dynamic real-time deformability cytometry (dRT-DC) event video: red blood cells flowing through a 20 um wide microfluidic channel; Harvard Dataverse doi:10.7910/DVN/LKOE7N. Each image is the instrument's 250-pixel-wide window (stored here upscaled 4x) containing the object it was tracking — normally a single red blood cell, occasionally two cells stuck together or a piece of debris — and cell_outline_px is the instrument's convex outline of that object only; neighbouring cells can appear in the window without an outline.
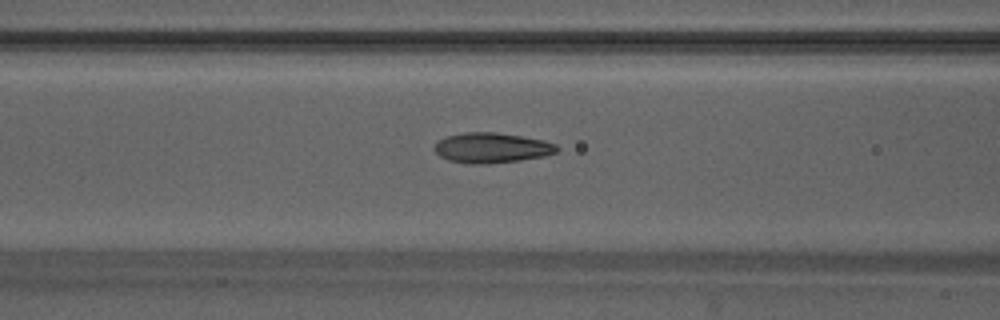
{"species": "Egyptian fruit bat (a non-hibernating species)", "species_latin": "Rousettus aegyptiacus", "temperature_condition": "warm", "stored_images_in_passage": 50, "camera_frame_rate_fps": 3000, "um_per_image_px": 0.085, "animal": {"sex": "male"}, "frame": {"image": 1, "passage_image": 21, "time_ms": 6.667, "image_size_px": [1000, 320], "cell_outline_px": [[560, 148], [556, 152], [544, 156], [520, 160], [488, 164], [468, 164], [448, 160], [440, 156], [432, 148], [436, 140], [448, 136], [464, 132], [496, 132], [544, 140], [556, 144]], "centroid_in_image_um": [41.76, 12.57], "position_along_channel_um": 124.8, "area_um2": 21.73}}
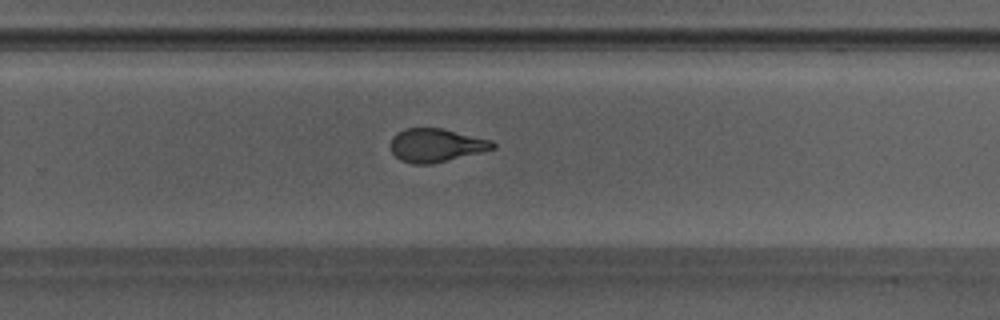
{"frame": {"image": 2, "passage_image": 33, "time_ms": 10.667, "image_size_px": [1000, 320], "cell_outline_px": [[496, 148], [432, 164], [412, 164], [400, 160], [392, 152], [392, 136], [396, 132], [404, 128], [444, 128], [492, 140], [496, 144]], "centroid_in_image_um": [37.07, 12.33], "position_along_channel_um": 292.7, "area_um2": 19.94}}
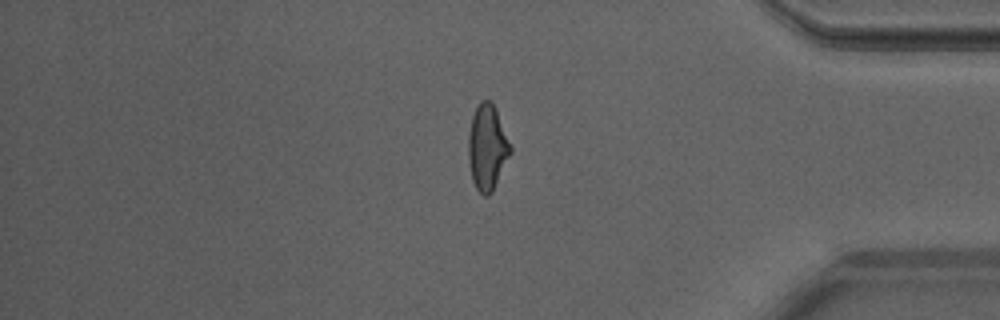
{"frame": {"image": 3, "passage_image": 42, "time_ms": 13.667, "image_size_px": [1000, 320], "cell_outline_px": [[512, 152], [492, 192], [488, 196], [484, 196], [476, 188], [472, 180], [468, 160], [468, 136], [472, 116], [480, 100], [492, 100], [512, 148]], "centroid_in_image_um": [41.41, 12.53], "position_along_channel_um": 393.8, "area_um2": 20.98}, "authors_computed_cell_mechanics": {"area_um2": 20.9814, "velocity_mm_per_s": 4.205, "shape_relaxation_time_tau1_ms": 6.4207, "shape_relaxation_time_tau2_ms": 1.3235, "deformation_change_tau1": 0.2192, "deformation_change_tau2": 0.0801}}